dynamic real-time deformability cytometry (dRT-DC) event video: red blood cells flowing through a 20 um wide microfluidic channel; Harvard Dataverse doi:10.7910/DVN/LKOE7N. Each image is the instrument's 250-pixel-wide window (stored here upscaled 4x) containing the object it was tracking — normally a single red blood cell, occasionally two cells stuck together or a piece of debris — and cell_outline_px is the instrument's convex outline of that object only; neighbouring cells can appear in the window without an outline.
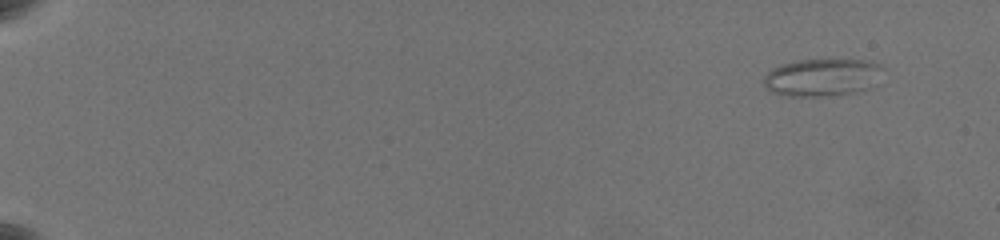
{"species": "common noctule bat (a hibernating species)", "species_latin": "Nyctalus noctula", "temperature_condition": "warm", "stored_images_in_passage": 59, "camera_frame_rate_fps": 3000, "um_per_image_px": 0.085, "animal": {"sex": "female", "body_mass_g": 19.5, "forearm_length_mm": 54.1}, "frame": {"image": 1, "passage_image": 1, "time_ms": 0.0, "image_size_px": [1000, 240], "cell_outline_px": [[884, 68], [872, 88], [860, 92], [824, 96], [788, 96], [772, 92], [764, 88], [764, 76], [772, 68], [796, 60], [868, 60], [880, 64]], "centroid_in_image_um": [69.91, 6.59], "position_along_channel_um": 15.1, "area_um2": 26.3}}
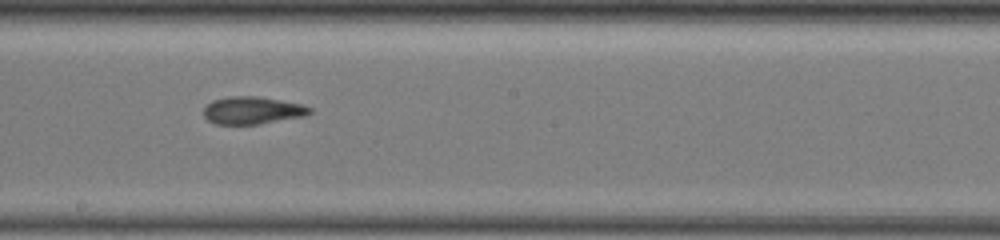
{"frame": {"image": 2, "passage_image": 35, "time_ms": 11.333, "image_size_px": [1000, 240], "cell_outline_px": [[312, 112], [304, 116], [256, 124], [216, 124], [208, 120], [204, 116], [204, 108], [212, 100], [232, 96], [256, 96], [300, 104], [312, 108]], "centroid_in_image_um": [21.43, 9.38], "position_along_channel_um": 226.8, "area_um2": 16.7}}
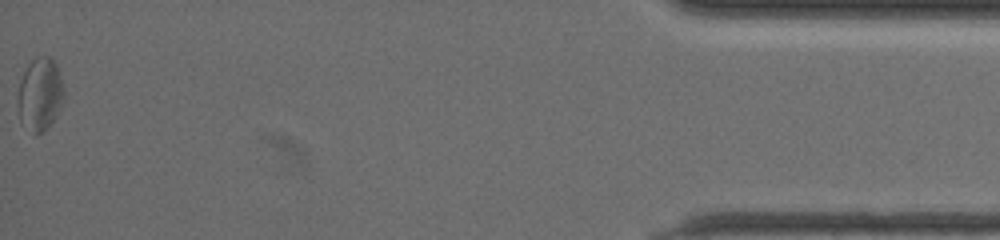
{"frame": {"image": 3, "passage_image": 59, "time_ms": 19.333, "image_size_px": [1000, 240], "cell_outline_px": [[64, 100], [56, 116], [44, 132], [36, 136], [20, 120], [16, 104], [16, 100], [20, 80], [28, 64], [36, 56], [48, 56], [56, 64], [64, 88]], "centroid_in_image_um": [3.38, 8.03], "position_along_channel_um": 431.8, "area_um2": 19.83}, "authors_computed_cell_mechanics": {"area_um2": 18.0914, "velocity_mm_per_s": 3.5248, "shape_relaxation_time_tau1_ms": null, "shape_relaxation_time_tau2_ms": 6.446, "deformation_change_tau1": null, "deformation_change_tau2": 0.1459}}